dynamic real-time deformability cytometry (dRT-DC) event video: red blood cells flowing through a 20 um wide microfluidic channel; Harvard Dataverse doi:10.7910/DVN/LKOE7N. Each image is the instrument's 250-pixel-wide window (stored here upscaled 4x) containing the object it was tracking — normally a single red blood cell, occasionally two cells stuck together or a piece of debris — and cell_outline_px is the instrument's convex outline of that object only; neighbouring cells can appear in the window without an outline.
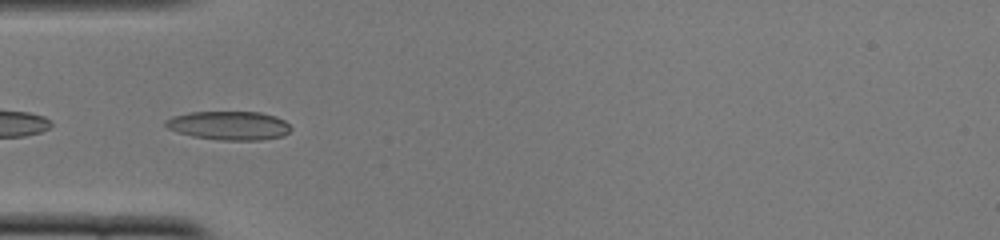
{"species": "common noctule bat (a hibernating species)", "species_latin": "Nyctalus noctula", "temperature_condition": "cold", "stored_images_in_passage": 18, "camera_frame_rate_fps": 3000, "um_per_image_px": 0.085, "animal": {"sex": "female", "body_mass_g": 22.0, "forearm_length_mm": 56.7}, "frame": {"image": 1, "passage_image": 16, "time_ms": 5.0, "image_size_px": [1000, 240], "cell_outline_px": [[292, 128], [284, 136], [260, 140], [220, 140], [192, 136], [176, 132], [168, 128], [164, 124], [164, 120], [172, 116], [188, 112], [260, 112], [276, 116], [284, 120]], "centroid_in_image_um": [19.45, 10.67], "position_along_channel_um": 65.5, "area_um2": 21.15}}